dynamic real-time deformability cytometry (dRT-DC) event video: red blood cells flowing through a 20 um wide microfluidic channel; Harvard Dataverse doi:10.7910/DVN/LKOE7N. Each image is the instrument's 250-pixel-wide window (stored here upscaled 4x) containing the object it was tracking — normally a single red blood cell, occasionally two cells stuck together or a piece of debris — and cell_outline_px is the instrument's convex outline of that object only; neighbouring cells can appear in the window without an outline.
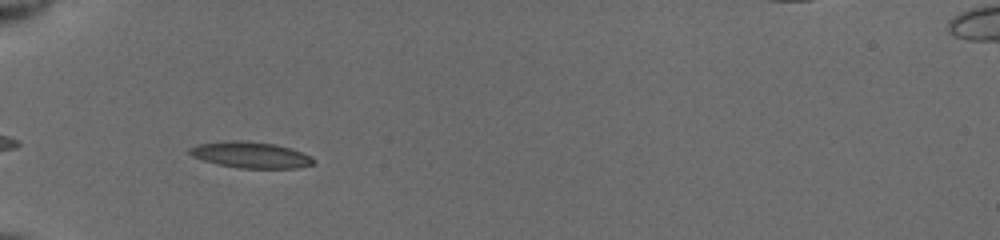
{"species": "common noctule bat (a hibernating species)", "species_latin": "Nyctalus noctula", "temperature_condition": "cold", "stored_images_in_passage": 4, "camera_frame_rate_fps": 3000, "um_per_image_px": 0.085, "animal": {"sex": "female", "body_mass_g": 19.5, "forearm_length_mm": 54.1}, "frame": {"image": 1, "passage_image": 3, "time_ms": 0.667, "image_size_px": [1000, 240], "cell_outline_px": [[316, 160], [312, 164], [296, 168], [236, 168], [216, 164], [192, 156], [188, 152], [188, 148], [200, 144], [224, 140], [244, 140], [276, 144], [312, 156]], "centroid_in_image_um": [21.28, 13.16], "position_along_channel_um": 63.7, "area_um2": 18.96}}